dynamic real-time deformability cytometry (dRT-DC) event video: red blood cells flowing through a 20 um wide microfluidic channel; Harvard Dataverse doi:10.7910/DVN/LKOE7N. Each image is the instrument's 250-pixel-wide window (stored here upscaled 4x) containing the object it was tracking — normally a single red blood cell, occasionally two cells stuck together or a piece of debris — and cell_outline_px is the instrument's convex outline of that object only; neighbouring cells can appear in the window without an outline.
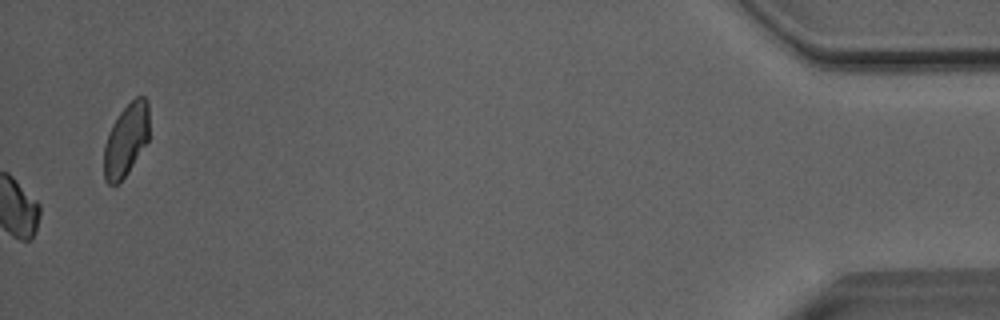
{"species": "Egyptian fruit bat (a non-hibernating species)", "species_latin": "Rousettus aegyptiacus", "temperature_condition": "room temperature", "stored_images_in_passage": 51, "camera_frame_rate_fps": 3000, "um_per_image_px": 0.085, "animal": {"sex": "male"}, "frame": {"image": 1, "passage_image": 51, "time_ms": 16.667, "image_size_px": [1000, 320], "cell_outline_px": [[148, 140], [128, 172], [116, 184], [108, 184], [104, 180], [104, 144], [108, 132], [112, 124], [120, 112], [136, 96], [144, 96], [148, 100]], "centroid_in_image_um": [10.7, 11.88], "position_along_channel_um": 424.5, "area_um2": 18.96}, "authors_computed_cell_mechanics": {"area_um2": 18.6116, "velocity_mm_per_s": 4.0697, "shape_relaxation_time_tau1_ms": 5.3606, "shape_relaxation_time_tau2_ms": null, "deformation_change_tau1": 0.0654, "deformation_change_tau2": null}}